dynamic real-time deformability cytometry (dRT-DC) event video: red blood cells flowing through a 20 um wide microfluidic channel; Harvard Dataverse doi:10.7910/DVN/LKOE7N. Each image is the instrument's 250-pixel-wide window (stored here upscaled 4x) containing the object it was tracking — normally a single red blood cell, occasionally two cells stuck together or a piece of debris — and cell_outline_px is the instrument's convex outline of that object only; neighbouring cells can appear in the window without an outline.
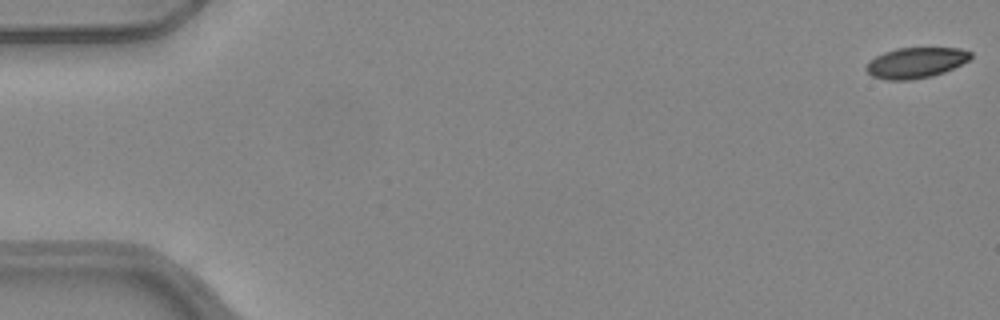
{"species": "common noctule bat (a hibernating species)", "species_latin": "Nyctalus noctula", "temperature_condition": "warm", "stored_images_in_passage": 42, "camera_frame_rate_fps": 3000, "um_per_image_px": 0.085, "animal": {"sex": "female", "body_mass_g": 24.6, "forearm_length_mm": 56.2}, "frame": {"image": 1, "passage_image": 1, "time_ms": 0.0, "image_size_px": [1000, 320], "cell_outline_px": [[972, 56], [968, 60], [944, 72], [932, 76], [912, 80], [888, 80], [872, 76], [864, 68], [868, 60], [884, 52], [896, 48], [960, 48], [972, 52]], "centroid_in_image_um": [77.81, 5.33], "position_along_channel_um": 7.2, "area_um2": 18.67}}
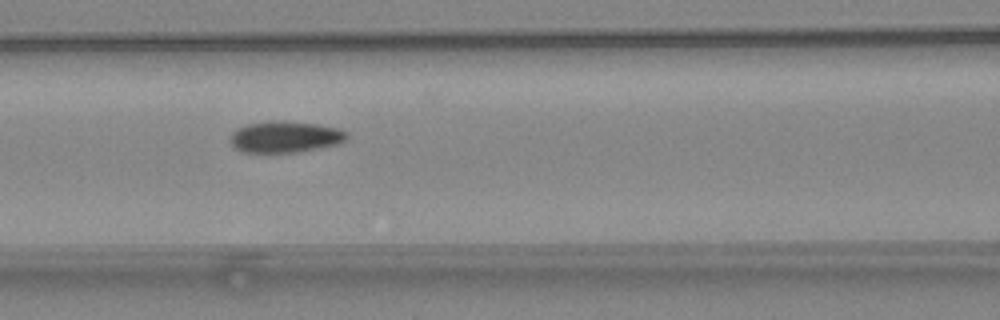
{"frame": {"image": 2, "passage_image": 23, "time_ms": 7.333, "image_size_px": [1000, 320], "cell_outline_px": [[348, 136], [340, 144], [296, 152], [240, 152], [228, 140], [232, 132], [236, 128], [248, 124], [268, 120], [280, 120], [316, 124], [340, 128], [348, 132]], "centroid_in_image_um": [24.22, 11.62], "position_along_channel_um": 142.4, "area_um2": 21.56}}
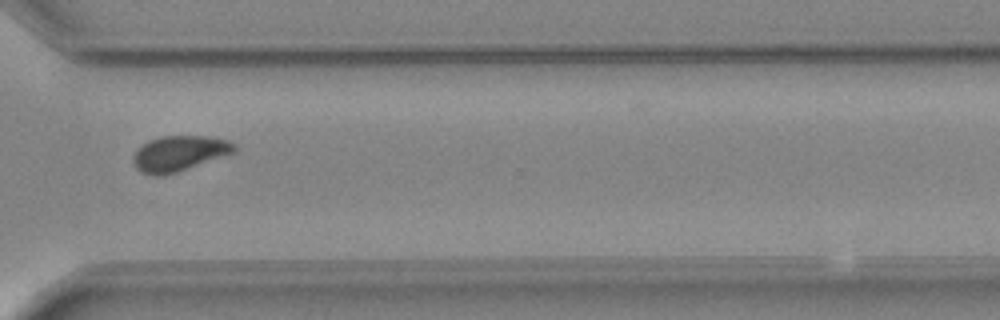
{"frame": {"image": 3, "passage_image": 39, "time_ms": 12.667, "image_size_px": [1000, 320], "cell_outline_px": [[236, 152], [164, 176], [152, 176], [140, 172], [136, 168], [132, 160], [132, 156], [136, 148], [148, 140], [160, 136], [208, 136], [228, 140], [236, 144]], "centroid_in_image_um": [15.19, 13.04], "position_along_channel_um": 355.4, "area_um2": 21.15}}